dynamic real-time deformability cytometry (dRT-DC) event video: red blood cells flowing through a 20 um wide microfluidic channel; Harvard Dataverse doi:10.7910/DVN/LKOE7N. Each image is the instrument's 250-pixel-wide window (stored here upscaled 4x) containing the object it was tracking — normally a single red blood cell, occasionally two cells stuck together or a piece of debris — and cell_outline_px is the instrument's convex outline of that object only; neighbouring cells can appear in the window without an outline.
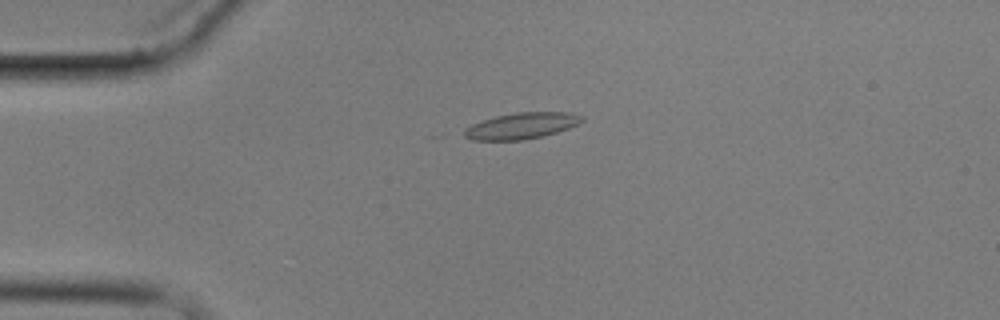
{"species": "common noctule bat (a hibernating species)", "species_latin": "Nyctalus noctula", "temperature_condition": "cold", "stored_images_in_passage": 9, "camera_frame_rate_fps": 3000, "um_per_image_px": 0.085, "animal": {"sex": "male", "body_mass_g": 17.9}, "frame": {"image": 1, "passage_image": 4, "time_ms": 3.333, "image_size_px": [1000, 320], "cell_outline_px": [[584, 120], [568, 128], [544, 136], [524, 140], [472, 140], [464, 136], [464, 128], [472, 124], [496, 116], [516, 112], [568, 112], [584, 116]], "centroid_in_image_um": [44.33, 10.69], "position_along_channel_um": 40.7, "area_um2": 17.92}}
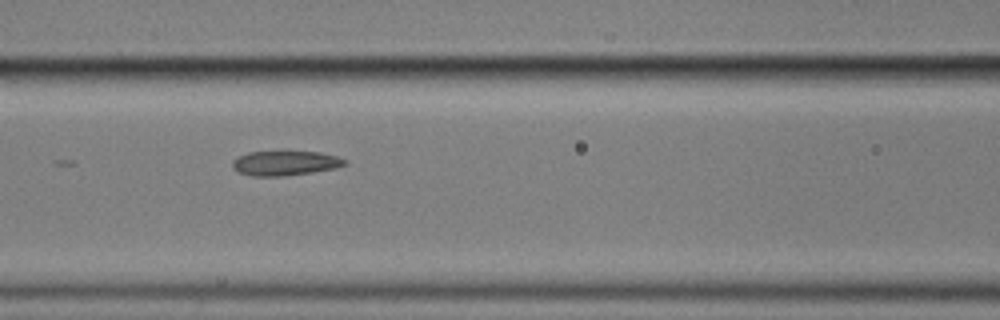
{"frame": {"image": 2, "passage_image": 7, "time_ms": 7.0, "image_size_px": [1000, 320], "cell_outline_px": [[348, 164], [336, 168], [312, 172], [280, 176], [252, 176], [240, 172], [232, 168], [232, 160], [248, 152], [320, 152], [336, 156], [348, 160]], "centroid_in_image_um": [24.26, 13.87], "position_along_channel_um": 142.3, "area_um2": 16.01}}
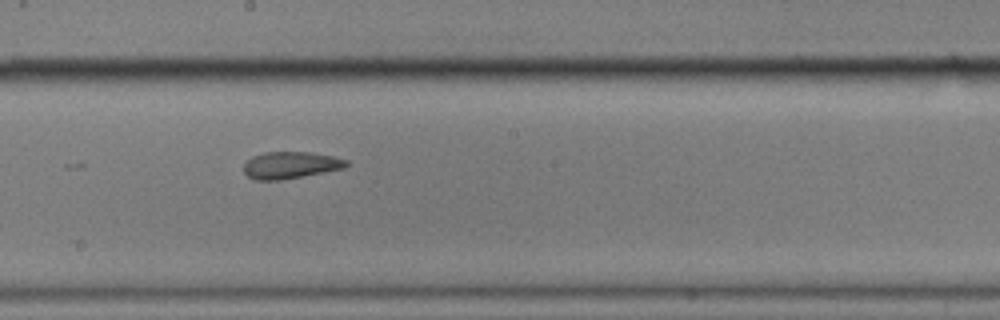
{"frame": {"image": 3, "passage_image": 9, "time_ms": 9.333, "image_size_px": [1000, 320], "cell_outline_px": [[348, 164], [344, 168], [324, 172], [280, 180], [256, 180], [248, 176], [244, 172], [244, 164], [252, 156], [264, 152], [312, 152], [332, 156], [348, 160]], "centroid_in_image_um": [24.69, 14.03], "position_along_channel_um": 223.5, "area_um2": 16.01}}